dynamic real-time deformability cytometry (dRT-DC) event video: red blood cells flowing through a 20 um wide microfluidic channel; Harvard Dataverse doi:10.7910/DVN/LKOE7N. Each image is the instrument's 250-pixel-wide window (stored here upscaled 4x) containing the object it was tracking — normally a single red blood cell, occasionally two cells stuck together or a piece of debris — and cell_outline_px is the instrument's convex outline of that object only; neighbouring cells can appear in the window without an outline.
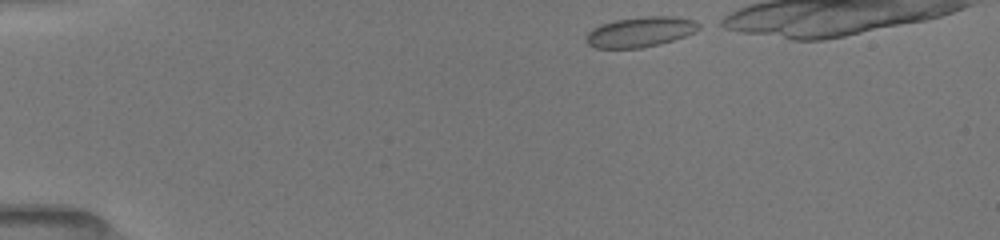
{"species": "common noctule bat (a hibernating species)", "species_latin": "Nyctalus noctula", "temperature_condition": "room temperature", "stored_images_in_passage": 14, "camera_frame_rate_fps": 3000, "um_per_image_px": 0.085, "animal": {"sex": "female", "body_mass_g": 19.5, "forearm_length_mm": 54.1}, "frame": {"image": 1, "passage_image": 1, "time_ms": 0.0, "image_size_px": [1000, 240], "cell_outline_px": [[704, 24], [696, 32], [660, 44], [640, 48], [596, 48], [588, 44], [584, 40], [584, 36], [592, 28], [600, 24], [612, 20], [644, 16], [676, 16], [696, 20]], "centroid_in_image_um": [54.44, 2.69], "position_along_channel_um": 30.6, "area_um2": 20.29}}
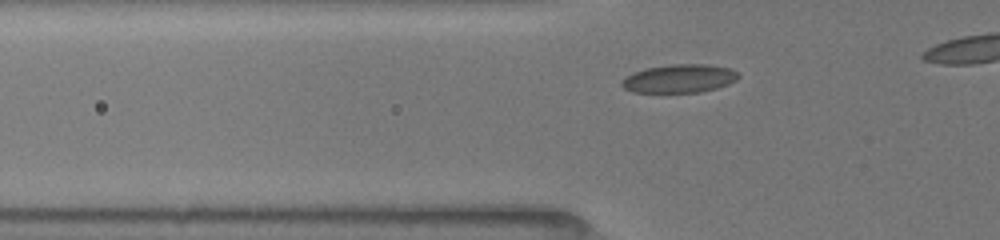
{"frame": {"image": 2, "passage_image": 8, "time_ms": 2.667, "image_size_px": [1000, 240], "cell_outline_px": [[740, 76], [736, 80], [728, 84], [716, 88], [700, 92], [632, 92], [624, 88], [620, 84], [620, 80], [632, 72], [644, 68], [672, 64], [708, 64], [732, 68]], "centroid_in_image_um": [57.72, 6.66], "position_along_channel_um": 68.1, "area_um2": 19.48}}
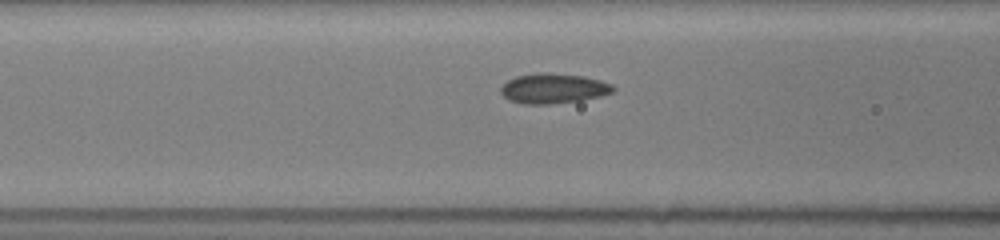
{"frame": {"image": 3, "passage_image": 12, "time_ms": 4.0, "image_size_px": [1000, 240], "cell_outline_px": [[616, 92], [600, 96], [580, 100], [548, 104], [524, 104], [508, 100], [500, 92], [500, 88], [508, 80], [516, 76], [584, 76], [600, 80], [612, 84], [616, 88]], "centroid_in_image_um": [47.08, 7.58], "position_along_channel_um": 119.5, "area_um2": 18.67}}